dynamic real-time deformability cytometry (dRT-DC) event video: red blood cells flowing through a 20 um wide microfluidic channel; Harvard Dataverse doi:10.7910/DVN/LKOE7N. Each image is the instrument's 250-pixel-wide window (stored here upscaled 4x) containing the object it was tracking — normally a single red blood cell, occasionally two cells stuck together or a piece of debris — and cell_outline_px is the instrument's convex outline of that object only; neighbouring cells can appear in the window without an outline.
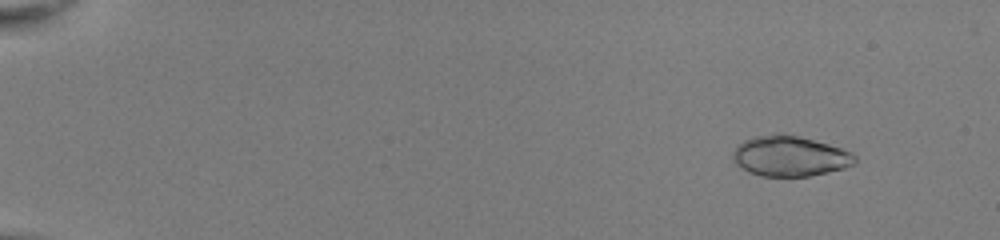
{"species": "common noctule bat (a hibernating species)", "species_latin": "Nyctalus noctula", "temperature_condition": "room temperature", "stored_images_in_passage": 47, "camera_frame_rate_fps": 3000, "um_per_image_px": 0.085, "animal": {"sex": "female", "body_mass_g": 22.0, "forearm_length_mm": 56.7}, "frame": {"image": 1, "passage_image": 1, "time_ms": 0.0, "image_size_px": [1000, 240], "cell_outline_px": [[856, 164], [844, 168], [828, 172], [808, 176], [760, 176], [748, 172], [736, 164], [732, 156], [732, 152], [744, 140], [756, 136], [776, 132], [784, 132], [800, 136], [828, 144], [852, 152], [856, 156]], "centroid_in_image_um": [67.14, 13.26], "position_along_channel_um": 17.9, "area_um2": 28.96}}
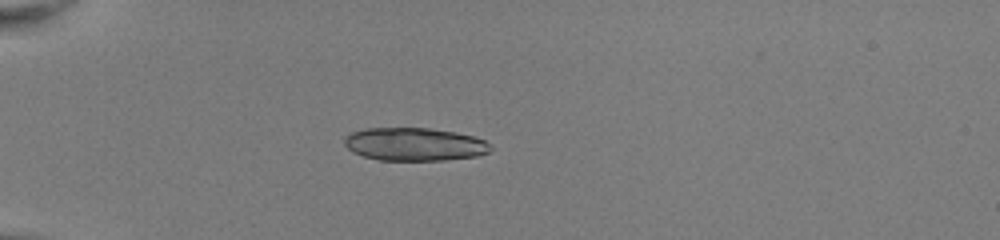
{"frame": {"image": 2, "passage_image": 12, "time_ms": 3.667, "image_size_px": [1000, 240], "cell_outline_px": [[492, 148], [488, 152], [476, 156], [444, 160], [380, 160], [364, 156], [352, 152], [344, 144], [344, 136], [352, 132], [364, 128], [432, 128], [456, 132], [472, 136], [484, 140], [492, 144]], "centroid_in_image_um": [35.22, 12.25], "position_along_channel_um": 49.8, "area_um2": 28.26}}